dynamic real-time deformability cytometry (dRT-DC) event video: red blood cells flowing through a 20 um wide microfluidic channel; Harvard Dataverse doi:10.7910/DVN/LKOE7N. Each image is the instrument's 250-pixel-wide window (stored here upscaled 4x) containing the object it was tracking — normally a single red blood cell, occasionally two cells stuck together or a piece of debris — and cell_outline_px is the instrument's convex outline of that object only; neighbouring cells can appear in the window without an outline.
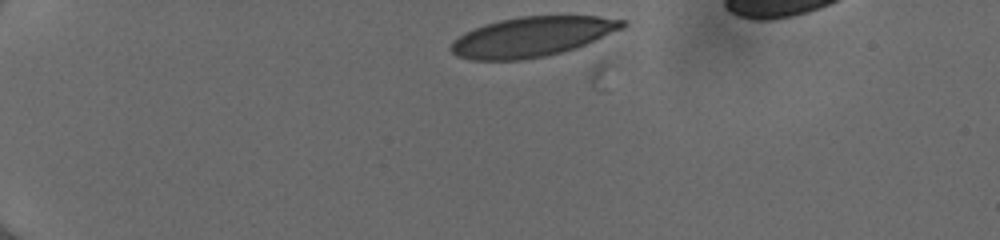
{"species": "human", "species_latin": "Homo sapiens", "temperature_condition": "cold", "stored_images_in_passage": 7, "camera_frame_rate_fps": 3000, "um_per_image_px": 0.085, "donor": {"sex": "female"}, "frame": {"image": 1, "passage_image": 1, "time_ms": 0.0, "image_size_px": [1000, 240], "cell_outline_px": [[628, 24], [624, 28], [576, 48], [544, 56], [520, 60], [472, 60], [456, 56], [448, 48], [452, 40], [464, 32], [484, 24], [500, 20], [520, 16], [600, 16], [624, 20]], "centroid_in_image_um": [45.19, 3.12], "position_along_channel_um": 39.8, "area_um2": 39.94}}